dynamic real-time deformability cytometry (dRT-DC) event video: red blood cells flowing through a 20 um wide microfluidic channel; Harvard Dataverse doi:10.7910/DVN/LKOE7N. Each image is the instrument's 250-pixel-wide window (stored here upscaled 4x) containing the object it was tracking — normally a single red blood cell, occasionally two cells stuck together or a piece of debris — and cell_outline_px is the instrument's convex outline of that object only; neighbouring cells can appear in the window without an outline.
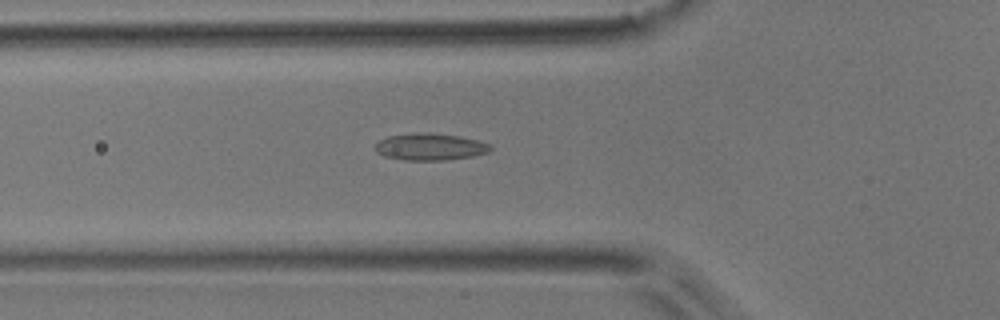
{"species": "common noctule bat (a hibernating species)", "species_latin": "Nyctalus noctula", "temperature_condition": "room temperature", "stored_images_in_passage": 46, "camera_frame_rate_fps": 3000, "um_per_image_px": 0.085, "animal": {"sex": "male", "body_mass_g": 17.9}, "frame": {"image": 1, "passage_image": 18, "time_ms": 5.667, "image_size_px": [1000, 320], "cell_outline_px": [[492, 148], [488, 152], [472, 156], [448, 160], [404, 160], [384, 156], [376, 152], [376, 144], [380, 140], [388, 136], [416, 132], [428, 132], [460, 136], [492, 144]], "centroid_in_image_um": [36.57, 12.47], "position_along_channel_um": 89.2, "area_um2": 18.15}}
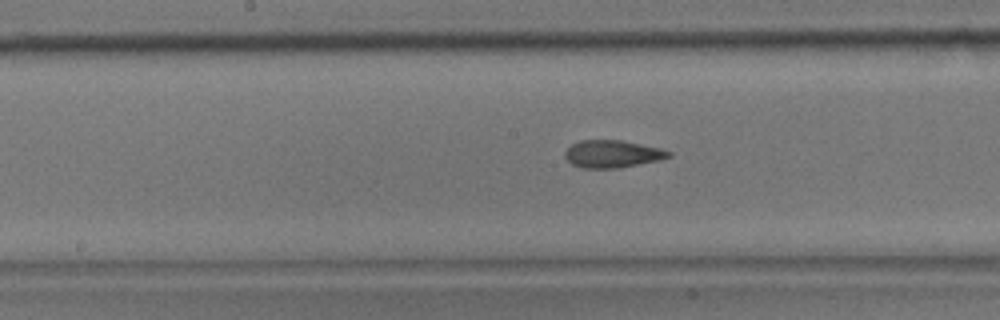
{"frame": {"image": 2, "passage_image": 26, "time_ms": 8.333, "image_size_px": [1000, 320], "cell_outline_px": [[672, 156], [660, 160], [620, 168], [580, 168], [572, 164], [564, 156], [564, 152], [572, 144], [580, 140], [620, 140], [660, 148], [672, 152]], "centroid_in_image_um": [52.05, 13.09], "position_along_channel_um": 196.1, "area_um2": 16.65}}
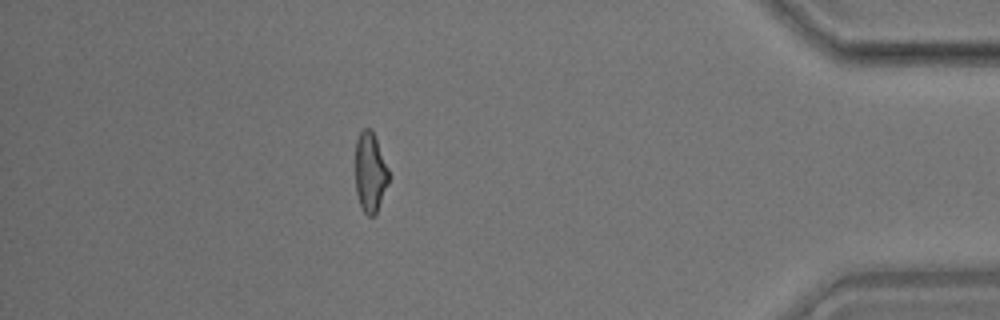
{"frame": {"image": 3, "passage_image": 45, "time_ms": 14.667, "image_size_px": [1000, 320], "cell_outline_px": [[388, 184], [376, 212], [372, 216], [368, 216], [364, 212], [360, 204], [356, 192], [356, 140], [360, 132], [364, 128], [372, 128], [388, 168]], "centroid_in_image_um": [31.46, 14.61], "position_along_channel_um": 403.7, "area_um2": 15.32}}